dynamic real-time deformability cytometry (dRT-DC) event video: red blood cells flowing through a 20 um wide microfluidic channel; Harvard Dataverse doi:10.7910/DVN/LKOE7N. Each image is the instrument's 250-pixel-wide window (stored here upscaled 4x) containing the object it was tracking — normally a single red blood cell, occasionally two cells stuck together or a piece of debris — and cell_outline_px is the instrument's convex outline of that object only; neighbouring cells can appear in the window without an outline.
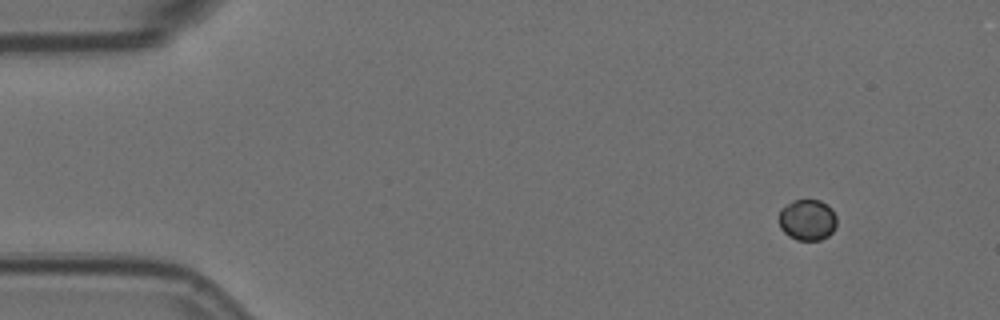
{"species": "Egyptian fruit bat (a non-hibernating species)", "species_latin": "Rousettus aegyptiacus", "temperature_condition": "room temperature", "stored_images_in_passage": 5, "camera_frame_rate_fps": 3000, "um_per_image_px": 0.085, "animal": {"sex": "female"}, "frame": {"image": 1, "passage_image": 1, "time_ms": 0.0, "image_size_px": [1000, 320], "cell_outline_px": [[836, 224], [832, 232], [828, 236], [820, 240], [796, 240], [788, 236], [780, 228], [780, 208], [792, 200], [820, 200], [828, 204], [832, 208], [836, 216]], "centroid_in_image_um": [68.63, 18.68], "position_along_channel_um": 16.4, "area_um2": 13.99}}
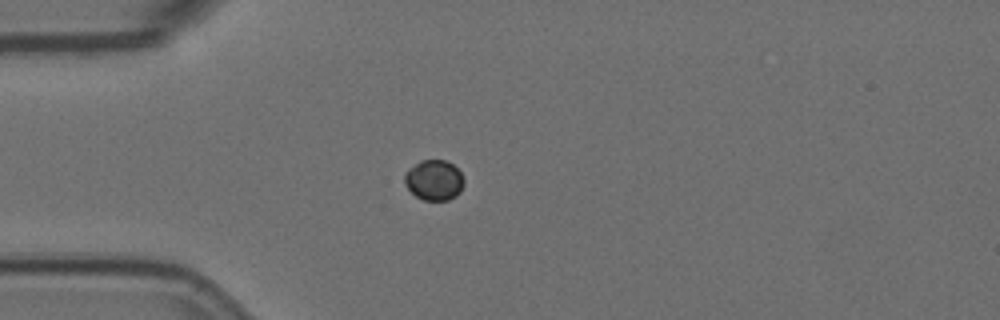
{"frame": {"image": 2, "passage_image": 4, "time_ms": 1.0, "image_size_px": [1000, 320], "cell_outline_px": [[464, 184], [460, 192], [456, 196], [448, 200], [424, 200], [416, 196], [404, 184], [404, 176], [408, 168], [420, 160], [444, 160], [452, 164], [460, 172], [464, 180]], "centroid_in_image_um": [36.89, 15.31], "position_along_channel_um": 48.1, "area_um2": 13.99}}